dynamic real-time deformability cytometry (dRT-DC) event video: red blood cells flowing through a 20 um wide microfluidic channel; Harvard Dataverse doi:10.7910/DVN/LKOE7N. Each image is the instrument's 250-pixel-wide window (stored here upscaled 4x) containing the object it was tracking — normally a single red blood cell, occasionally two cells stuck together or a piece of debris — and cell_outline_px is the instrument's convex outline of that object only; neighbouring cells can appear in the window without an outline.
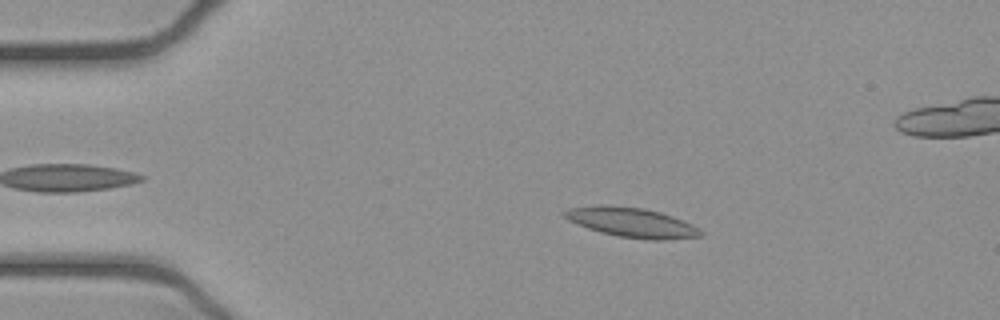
{"species": "common noctule bat (a hibernating species)", "species_latin": "Nyctalus noctula", "temperature_condition": "cold", "stored_images_in_passage": 38, "camera_frame_rate_fps": 3000, "um_per_image_px": 0.085, "animal": {"sex": "female", "body_mass_g": 21.9}, "frame": {"image": 1, "passage_image": 2, "time_ms": 0.333, "image_size_px": [1000, 320], "cell_outline_px": [[704, 236], [664, 240], [648, 240], [616, 236], [600, 232], [588, 228], [568, 220], [560, 212], [568, 208], [596, 204], [604, 204], [644, 208], [660, 212], [672, 216], [692, 224], [700, 228], [704, 232]], "centroid_in_image_um": [53.69, 18.9], "position_along_channel_um": 31.3, "area_um2": 23.93}}
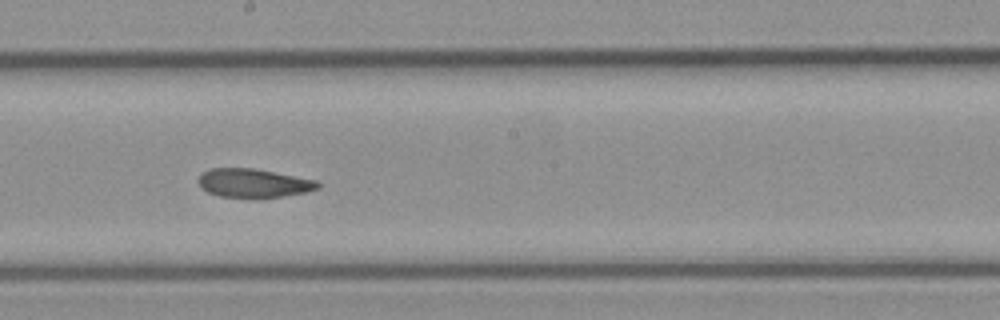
{"frame": {"image": 2, "passage_image": 21, "time_ms": 6.667, "image_size_px": [1000, 320], "cell_outline_px": [[320, 188], [308, 192], [260, 200], [252, 200], [220, 196], [208, 192], [200, 188], [200, 176], [208, 168], [252, 168], [320, 180]], "centroid_in_image_um": [21.62, 15.6], "position_along_channel_um": 226.6, "area_um2": 20.75}}
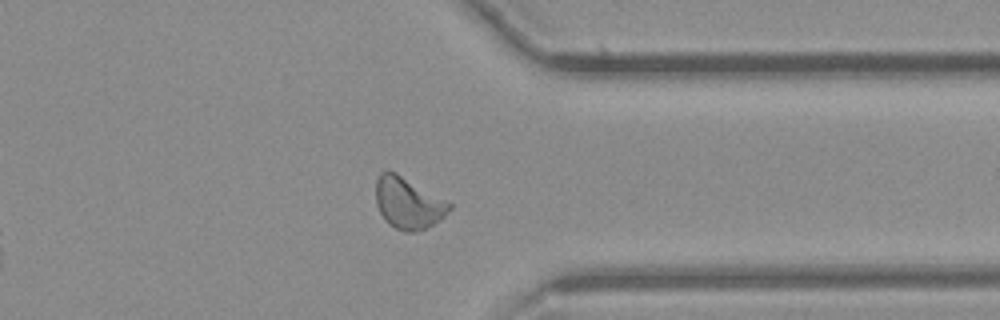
{"frame": {"image": 3, "passage_image": 33, "time_ms": 10.667, "image_size_px": [1000, 320], "cell_outline_px": [[452, 208], [440, 220], [416, 232], [404, 232], [388, 224], [384, 220], [376, 204], [376, 180], [380, 172], [396, 172], [452, 204]], "centroid_in_image_um": [34.67, 17.27], "position_along_channel_um": 376.7, "area_um2": 21.85}, "authors_computed_cell_mechanics": {"area_um2": 21.2704, "velocity_mm_per_s": 3.8746, "shape_relaxation_time_tau1_ms": 9.533, "shape_relaxation_time_tau2_ms": 4.7507, "deformation_change_tau1": 0.1649, "deformation_change_tau2": 0.1104}}